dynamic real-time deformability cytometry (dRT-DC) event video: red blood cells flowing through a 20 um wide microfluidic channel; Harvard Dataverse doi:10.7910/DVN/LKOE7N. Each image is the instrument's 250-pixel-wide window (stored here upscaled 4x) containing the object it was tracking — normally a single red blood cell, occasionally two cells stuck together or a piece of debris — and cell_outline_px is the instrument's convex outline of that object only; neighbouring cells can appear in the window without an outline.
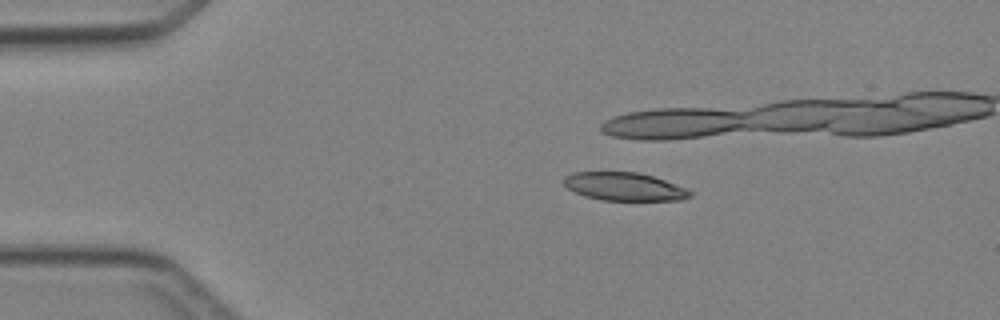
{"species": "Egyptian fruit bat (a non-hibernating species)", "species_latin": "Rousettus aegyptiacus", "temperature_condition": "cold", "stored_images_in_passage": 8, "camera_frame_rate_fps": 3000, "um_per_image_px": 0.085, "animal": {"sex": "female"}, "frame": {"image": 1, "passage_image": 1, "time_ms": 0.0, "image_size_px": [1000, 320], "cell_outline_px": [[692, 196], [680, 200], [600, 200], [584, 196], [568, 188], [564, 184], [564, 176], [572, 172], [636, 172], [652, 176], [664, 180], [684, 188], [692, 192]], "centroid_in_image_um": [53.03, 15.86], "position_along_channel_um": 32.0, "area_um2": 20.52}}
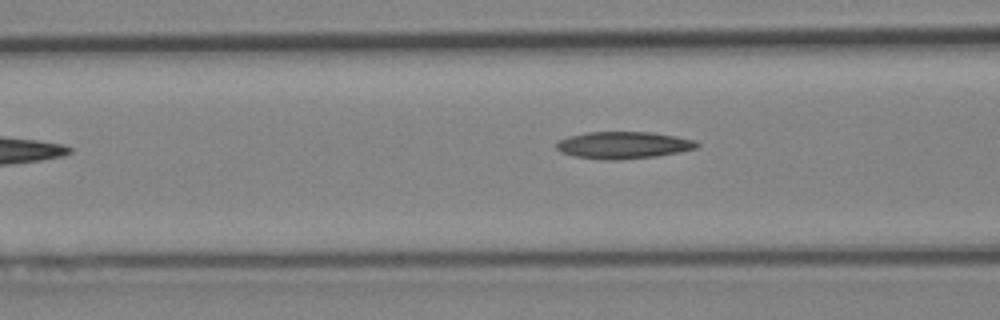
{"frame": {"image": 2, "passage_image": 5, "time_ms": 4.667, "image_size_px": [1000, 320], "cell_outline_px": [[700, 144], [696, 148], [680, 152], [656, 156], [620, 160], [600, 160], [572, 156], [560, 152], [556, 148], [556, 144], [560, 140], [568, 136], [588, 132], [652, 132], [676, 136], [696, 140]], "centroid_in_image_um": [52.98, 12.34], "position_along_channel_um": 113.6, "area_um2": 22.37}}
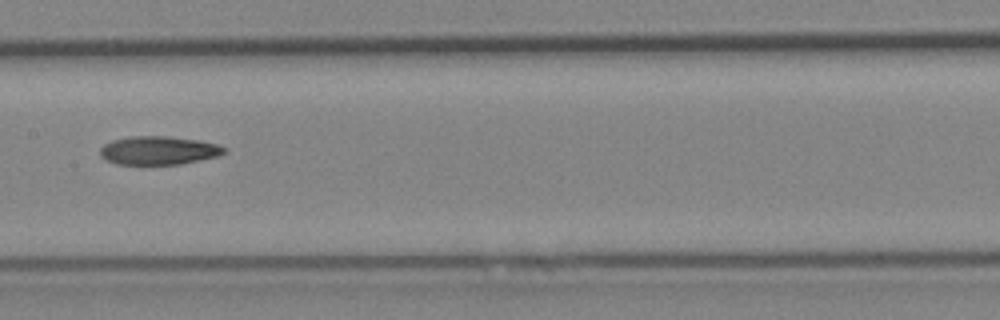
{"frame": {"image": 3, "passage_image": 8, "time_ms": 8.0, "image_size_px": [1000, 320], "cell_outline_px": [[228, 152], [220, 156], [180, 164], [116, 164], [100, 156], [100, 148], [104, 144], [112, 140], [128, 136], [168, 136], [200, 140], [216, 144], [224, 148]], "centroid_in_image_um": [13.49, 12.78], "position_along_channel_um": 193.9, "area_um2": 20.69}}